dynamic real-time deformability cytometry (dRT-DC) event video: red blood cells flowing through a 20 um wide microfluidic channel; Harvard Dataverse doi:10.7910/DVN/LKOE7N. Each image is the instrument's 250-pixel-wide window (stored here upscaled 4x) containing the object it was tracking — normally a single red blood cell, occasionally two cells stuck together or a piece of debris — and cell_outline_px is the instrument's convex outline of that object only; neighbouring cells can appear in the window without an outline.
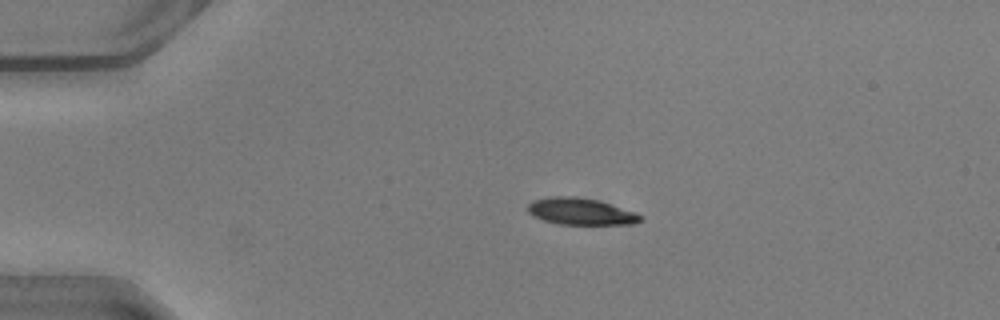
{"species": "common noctule bat (a hibernating species)", "species_latin": "Nyctalus noctula", "temperature_condition": "warm", "stored_images_in_passage": 16, "camera_frame_rate_fps": 3000, "um_per_image_px": 0.085, "animal": {"sex": "male", "body_mass_g": 20.5, "forearm_length_mm": 52.5}, "frame": {"image": 1, "passage_image": 11, "time_ms": 3.333, "image_size_px": [1000, 320], "cell_outline_px": [[644, 220], [632, 224], [560, 224], [544, 220], [528, 212], [528, 204], [532, 200], [548, 196], [576, 196], [600, 200], [636, 212], [644, 216]], "centroid_in_image_um": [49.41, 17.96], "position_along_channel_um": 35.6, "area_um2": 17.74}}